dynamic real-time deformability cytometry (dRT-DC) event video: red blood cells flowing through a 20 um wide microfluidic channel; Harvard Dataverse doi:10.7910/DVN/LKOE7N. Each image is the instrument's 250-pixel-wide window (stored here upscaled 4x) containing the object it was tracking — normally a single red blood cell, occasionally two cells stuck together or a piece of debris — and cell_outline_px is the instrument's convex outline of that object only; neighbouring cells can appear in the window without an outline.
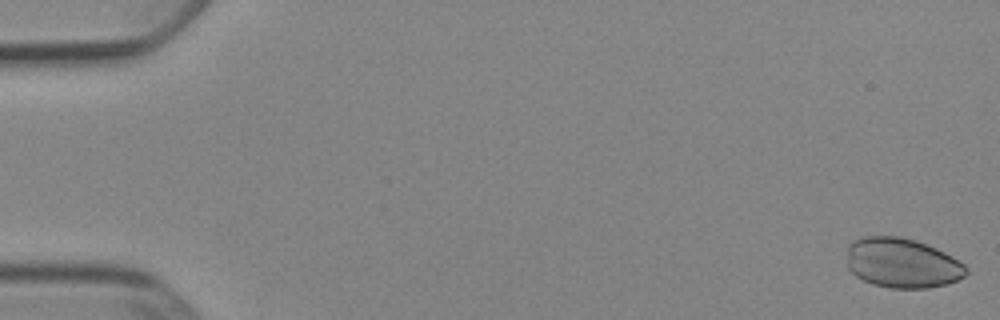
{"species": "Egyptian fruit bat (a non-hibernating species)", "species_latin": "Rousettus aegyptiacus", "temperature_condition": "cold", "stored_images_in_passage": 52, "camera_frame_rate_fps": 3000, "um_per_image_px": 0.085, "animal": {"sex": "female"}, "frame": {"image": 1, "passage_image": 1, "time_ms": 0.0, "image_size_px": [1000, 320], "cell_outline_px": [[968, 272], [964, 276], [948, 284], [928, 288], [888, 288], [872, 284], [856, 276], [848, 268], [848, 248], [856, 240], [864, 236], [900, 236], [936, 248], [952, 256], [964, 264], [968, 268]], "centroid_in_image_um": [76.7, 22.37], "position_along_channel_um": 8.3, "area_um2": 34.45}}
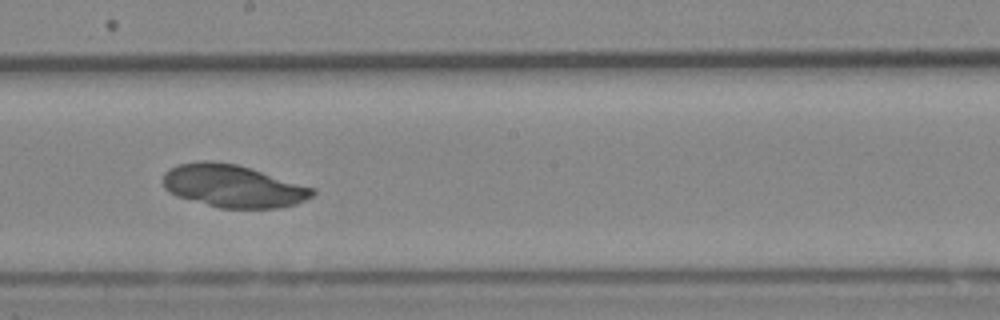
{"frame": {"image": 2, "passage_image": 30, "time_ms": 9.667, "image_size_px": [1000, 320], "cell_outline_px": [[316, 192], [312, 196], [296, 204], [276, 208], [220, 208], [176, 196], [168, 192], [164, 188], [164, 172], [168, 168], [176, 164], [200, 160], [208, 160], [236, 164], [316, 188]], "centroid_in_image_um": [19.78, 15.81], "position_along_channel_um": 228.4, "area_um2": 37.22}}
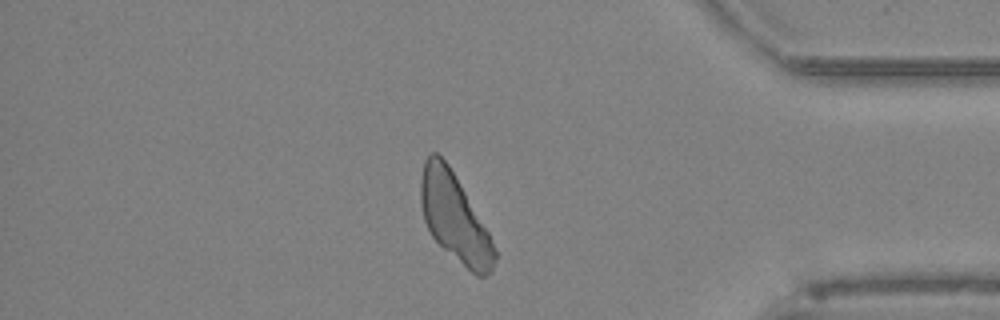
{"frame": {"image": 3, "passage_image": 45, "time_ms": 14.667, "image_size_px": [1000, 320], "cell_outline_px": [[496, 260], [492, 272], [484, 276], [476, 276], [444, 248], [432, 236], [424, 220], [420, 204], [420, 180], [424, 160], [432, 152], [436, 152], [448, 164], [488, 232], [496, 252]], "centroid_in_image_um": [38.62, 18.5], "position_along_channel_um": 396.6, "area_um2": 37.11}}